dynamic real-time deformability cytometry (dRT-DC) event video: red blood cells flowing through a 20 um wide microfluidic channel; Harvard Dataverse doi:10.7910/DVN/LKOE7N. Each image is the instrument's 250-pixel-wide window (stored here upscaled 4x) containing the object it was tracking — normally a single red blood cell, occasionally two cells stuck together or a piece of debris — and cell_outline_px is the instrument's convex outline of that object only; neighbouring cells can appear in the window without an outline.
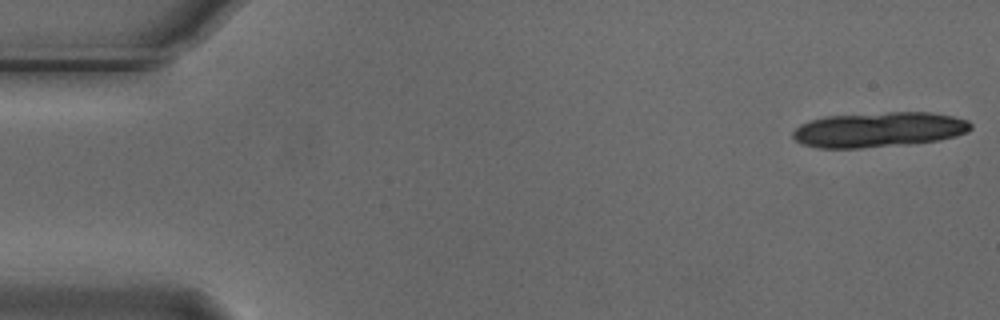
{"species": "Egyptian fruit bat (a non-hibernating species)", "species_latin": "Rousettus aegyptiacus", "temperature_condition": "cold", "stored_images_in_passage": 18, "camera_frame_rate_fps": 3000, "um_per_image_px": 0.085, "animal": {"sex": "male"}, "frame": {"image": 1, "passage_image": 1, "time_ms": 0.0, "image_size_px": [1000, 320], "cell_outline_px": [[972, 128], [968, 132], [956, 136], [940, 140], [904, 144], [860, 148], [816, 148], [800, 144], [792, 136], [792, 132], [800, 124], [808, 120], [824, 116], [888, 112], [932, 112], [952, 116], [968, 120], [972, 124]], "centroid_in_image_um": [74.68, 11.01], "position_along_channel_um": 10.3, "area_um2": 36.65}}